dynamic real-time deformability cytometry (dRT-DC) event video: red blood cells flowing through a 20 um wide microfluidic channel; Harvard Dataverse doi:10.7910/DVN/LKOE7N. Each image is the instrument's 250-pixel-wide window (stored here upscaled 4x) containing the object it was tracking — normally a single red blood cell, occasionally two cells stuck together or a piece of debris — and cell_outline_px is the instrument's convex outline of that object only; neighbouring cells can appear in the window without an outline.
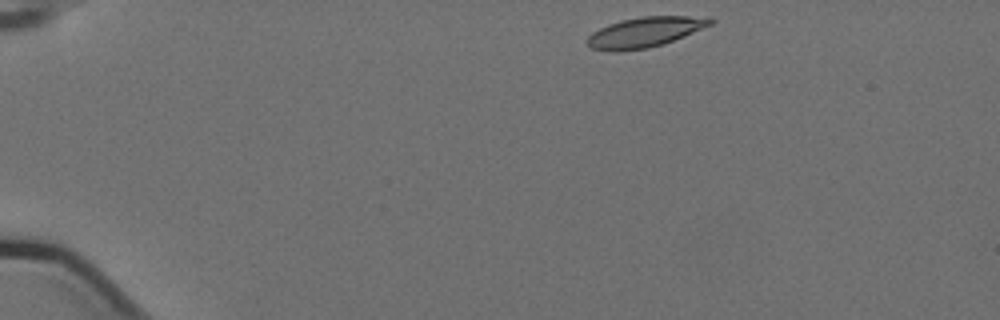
{"species": "Egyptian fruit bat (a non-hibernating species)", "species_latin": "Rousettus aegyptiacus", "temperature_condition": "cold", "stored_images_in_passage": 9, "camera_frame_rate_fps": 3000, "um_per_image_px": 0.085, "animal": {"sex": "female"}, "frame": {"image": 1, "passage_image": 1, "time_ms": 0.0, "image_size_px": [1000, 320], "cell_outline_px": [[716, 20], [712, 24], [684, 36], [648, 48], [616, 52], [612, 52], [592, 48], [584, 40], [592, 32], [608, 24], [620, 20], [640, 16], [712, 16]], "centroid_in_image_um": [54.82, 2.72], "position_along_channel_um": 30.2, "area_um2": 21.79}}
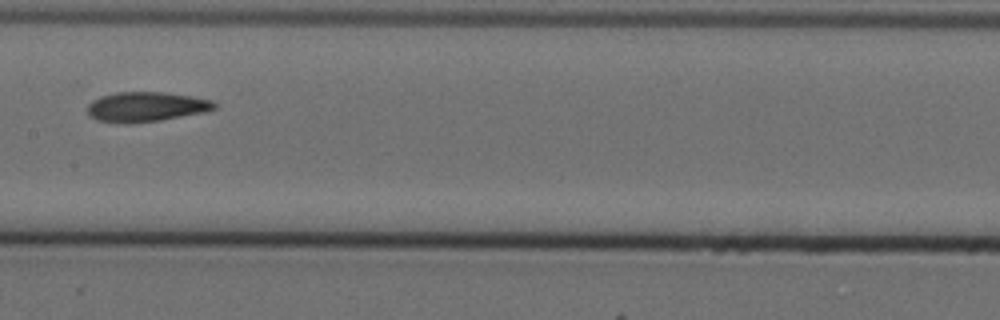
{"frame": {"image": 2, "passage_image": 6, "time_ms": 1.667, "image_size_px": [1000, 320], "cell_outline_px": [[216, 108], [204, 112], [160, 120], [128, 124], [124, 124], [96, 120], [88, 116], [88, 104], [92, 100], [100, 96], [116, 92], [168, 92], [192, 96], [212, 100], [216, 104]], "centroid_in_image_um": [12.38, 9.08], "position_along_channel_um": 195.0, "area_um2": 22.25}}
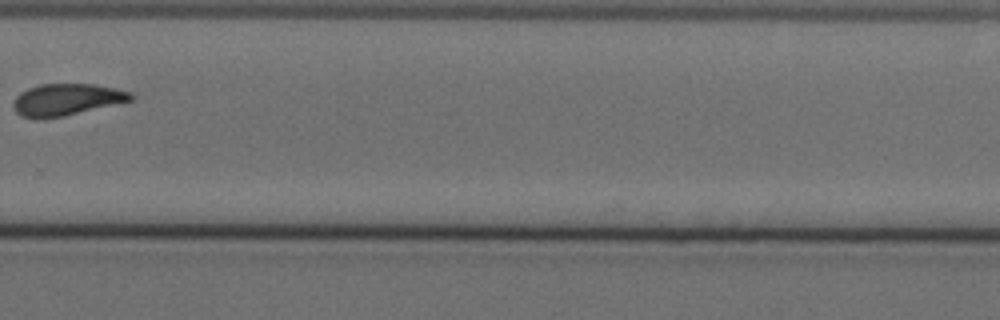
{"frame": {"image": 3, "passage_image": 9, "time_ms": 2.667, "image_size_px": [1000, 320], "cell_outline_px": [[136, 96], [132, 100], [64, 116], [40, 120], [36, 120], [20, 116], [12, 108], [12, 104], [16, 96], [20, 92], [28, 88], [40, 84], [96, 84], [116, 88], [132, 92]], "centroid_in_image_um": [5.62, 8.48], "position_along_channel_um": 324.2, "area_um2": 22.14}}